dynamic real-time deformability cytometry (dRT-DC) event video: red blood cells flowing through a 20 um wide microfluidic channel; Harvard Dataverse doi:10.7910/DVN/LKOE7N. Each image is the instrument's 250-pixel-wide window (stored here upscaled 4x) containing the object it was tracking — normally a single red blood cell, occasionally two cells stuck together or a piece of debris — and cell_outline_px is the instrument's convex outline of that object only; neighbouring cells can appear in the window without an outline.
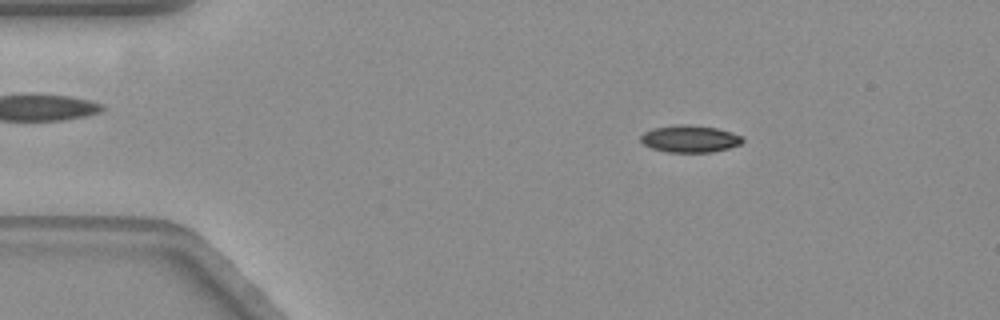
{"species": "common noctule bat (a hibernating species)", "species_latin": "Nyctalus noctula", "temperature_condition": "warm", "stored_images_in_passage": 57, "camera_frame_rate_fps": 3000, "um_per_image_px": 0.085, "animal": {"sex": "female", "body_mass_g": 19.3, "forearm_length_mm": 54.1}, "frame": {"image": 1, "passage_image": 8, "time_ms": 2.333, "image_size_px": [1000, 320], "cell_outline_px": [[744, 140], [740, 144], [728, 148], [712, 152], [668, 152], [652, 148], [644, 144], [640, 140], [640, 136], [644, 132], [652, 128], [676, 124], [684, 124], [716, 128], [732, 132], [740, 136]], "centroid_in_image_um": [58.61, 11.79], "position_along_channel_um": 26.4, "area_um2": 16.01}}
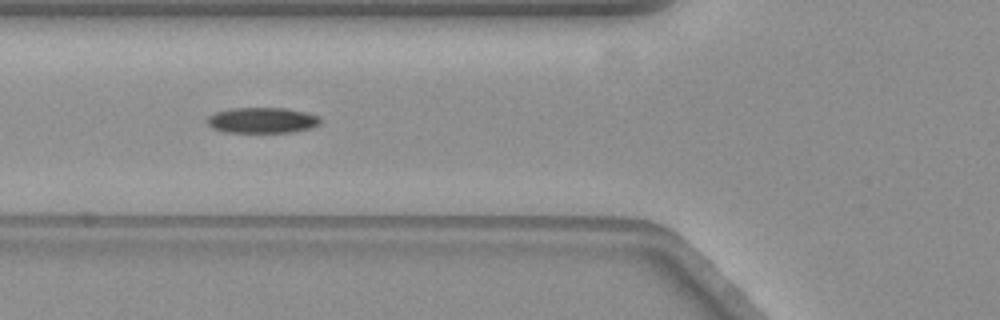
{"frame": {"image": 2, "passage_image": 20, "time_ms": 6.333, "image_size_px": [1000, 320], "cell_outline_px": [[320, 124], [312, 128], [292, 132], [224, 132], [212, 128], [208, 124], [208, 116], [216, 112], [232, 108], [284, 108], [304, 112], [320, 116]], "centroid_in_image_um": [22.3, 10.23], "position_along_channel_um": 103.5, "area_um2": 16.88}}
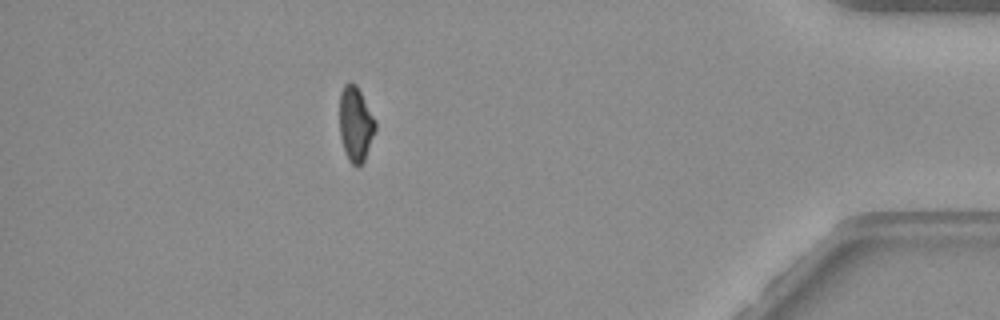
{"frame": {"image": 3, "passage_image": 50, "time_ms": 16.333, "image_size_px": [1000, 320], "cell_outline_px": [[376, 128], [364, 160], [356, 168], [348, 160], [340, 136], [340, 92], [344, 84], [348, 80], [352, 80], [356, 84], [376, 120]], "centroid_in_image_um": [30.22, 10.49], "position_along_channel_um": 405.0, "area_um2": 15.66}, "authors_computed_cell_mechanics": {"area_um2": 16.473, "velocity_mm_per_s": 3.5245, "shape_relaxation_time_tau1_ms": 10.8526, "shape_relaxation_time_tau2_ms": 5.202, "deformation_change_tau1": 0.2424, "deformation_change_tau2": 0.105}}